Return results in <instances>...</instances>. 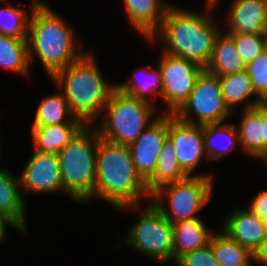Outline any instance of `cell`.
I'll return each instance as SVG.
<instances>
[{
    "label": "cell",
    "mask_w": 267,
    "mask_h": 266,
    "mask_svg": "<svg viewBox=\"0 0 267 266\" xmlns=\"http://www.w3.org/2000/svg\"><path fill=\"white\" fill-rule=\"evenodd\" d=\"M214 181V177L188 176L160 187L150 201L171 223L201 218L197 213L210 203Z\"/></svg>",
    "instance_id": "8"
},
{
    "label": "cell",
    "mask_w": 267,
    "mask_h": 266,
    "mask_svg": "<svg viewBox=\"0 0 267 266\" xmlns=\"http://www.w3.org/2000/svg\"><path fill=\"white\" fill-rule=\"evenodd\" d=\"M0 134H1V132H0ZM1 136V135H0ZM2 145H1V138H0V157H1V153H2V151H1V149H2V147H1Z\"/></svg>",
    "instance_id": "40"
},
{
    "label": "cell",
    "mask_w": 267,
    "mask_h": 266,
    "mask_svg": "<svg viewBox=\"0 0 267 266\" xmlns=\"http://www.w3.org/2000/svg\"><path fill=\"white\" fill-rule=\"evenodd\" d=\"M261 221H262V224H263L265 231H266V234H267V215H266V217L262 218Z\"/></svg>",
    "instance_id": "39"
},
{
    "label": "cell",
    "mask_w": 267,
    "mask_h": 266,
    "mask_svg": "<svg viewBox=\"0 0 267 266\" xmlns=\"http://www.w3.org/2000/svg\"><path fill=\"white\" fill-rule=\"evenodd\" d=\"M140 68L142 69L140 70ZM139 71L141 74L137 75L140 79L133 76L128 82L115 83V88L122 93L144 100L156 107L154 105L155 101H153L156 98L154 96L159 95V98L161 97L162 99L160 68L156 63L155 66L149 64L148 66L139 67Z\"/></svg>",
    "instance_id": "24"
},
{
    "label": "cell",
    "mask_w": 267,
    "mask_h": 266,
    "mask_svg": "<svg viewBox=\"0 0 267 266\" xmlns=\"http://www.w3.org/2000/svg\"><path fill=\"white\" fill-rule=\"evenodd\" d=\"M98 139L95 126H84L57 154L64 195L75 204L83 206L92 200Z\"/></svg>",
    "instance_id": "5"
},
{
    "label": "cell",
    "mask_w": 267,
    "mask_h": 266,
    "mask_svg": "<svg viewBox=\"0 0 267 266\" xmlns=\"http://www.w3.org/2000/svg\"><path fill=\"white\" fill-rule=\"evenodd\" d=\"M165 0H123L129 25L143 38L149 39L160 27L168 8Z\"/></svg>",
    "instance_id": "17"
},
{
    "label": "cell",
    "mask_w": 267,
    "mask_h": 266,
    "mask_svg": "<svg viewBox=\"0 0 267 266\" xmlns=\"http://www.w3.org/2000/svg\"><path fill=\"white\" fill-rule=\"evenodd\" d=\"M162 81V103L166 109L160 113L174 114L188 99L197 78L205 68L195 61L162 52L156 60Z\"/></svg>",
    "instance_id": "10"
},
{
    "label": "cell",
    "mask_w": 267,
    "mask_h": 266,
    "mask_svg": "<svg viewBox=\"0 0 267 266\" xmlns=\"http://www.w3.org/2000/svg\"><path fill=\"white\" fill-rule=\"evenodd\" d=\"M32 156L26 160L19 175L20 189L25 200L28 194L63 193V182L60 174L58 155L55 153L33 150Z\"/></svg>",
    "instance_id": "12"
},
{
    "label": "cell",
    "mask_w": 267,
    "mask_h": 266,
    "mask_svg": "<svg viewBox=\"0 0 267 266\" xmlns=\"http://www.w3.org/2000/svg\"><path fill=\"white\" fill-rule=\"evenodd\" d=\"M233 38L222 29L216 36L212 56L205 70L215 76H227L246 70Z\"/></svg>",
    "instance_id": "21"
},
{
    "label": "cell",
    "mask_w": 267,
    "mask_h": 266,
    "mask_svg": "<svg viewBox=\"0 0 267 266\" xmlns=\"http://www.w3.org/2000/svg\"><path fill=\"white\" fill-rule=\"evenodd\" d=\"M174 115L189 124L206 125L226 122L234 114L224 102L218 76L204 70Z\"/></svg>",
    "instance_id": "9"
},
{
    "label": "cell",
    "mask_w": 267,
    "mask_h": 266,
    "mask_svg": "<svg viewBox=\"0 0 267 266\" xmlns=\"http://www.w3.org/2000/svg\"><path fill=\"white\" fill-rule=\"evenodd\" d=\"M252 264L267 266V236L252 252Z\"/></svg>",
    "instance_id": "34"
},
{
    "label": "cell",
    "mask_w": 267,
    "mask_h": 266,
    "mask_svg": "<svg viewBox=\"0 0 267 266\" xmlns=\"http://www.w3.org/2000/svg\"><path fill=\"white\" fill-rule=\"evenodd\" d=\"M204 4L200 12L172 3L159 29L146 41H158L162 52L195 61L205 68L210 62L216 36L223 28L209 15L215 11L216 3L205 0Z\"/></svg>",
    "instance_id": "1"
},
{
    "label": "cell",
    "mask_w": 267,
    "mask_h": 266,
    "mask_svg": "<svg viewBox=\"0 0 267 266\" xmlns=\"http://www.w3.org/2000/svg\"><path fill=\"white\" fill-rule=\"evenodd\" d=\"M0 68L29 78L31 66L28 40L0 34Z\"/></svg>",
    "instance_id": "26"
},
{
    "label": "cell",
    "mask_w": 267,
    "mask_h": 266,
    "mask_svg": "<svg viewBox=\"0 0 267 266\" xmlns=\"http://www.w3.org/2000/svg\"><path fill=\"white\" fill-rule=\"evenodd\" d=\"M168 136V114L160 113L129 146L138 175L146 183L154 174L162 145Z\"/></svg>",
    "instance_id": "13"
},
{
    "label": "cell",
    "mask_w": 267,
    "mask_h": 266,
    "mask_svg": "<svg viewBox=\"0 0 267 266\" xmlns=\"http://www.w3.org/2000/svg\"><path fill=\"white\" fill-rule=\"evenodd\" d=\"M251 202L249 203V210H251L259 219L266 217L267 215V189L261 190L255 193Z\"/></svg>",
    "instance_id": "33"
},
{
    "label": "cell",
    "mask_w": 267,
    "mask_h": 266,
    "mask_svg": "<svg viewBox=\"0 0 267 266\" xmlns=\"http://www.w3.org/2000/svg\"><path fill=\"white\" fill-rule=\"evenodd\" d=\"M41 0H31L30 10L14 5L0 7V34L15 37L18 39H27L29 21L33 9Z\"/></svg>",
    "instance_id": "29"
},
{
    "label": "cell",
    "mask_w": 267,
    "mask_h": 266,
    "mask_svg": "<svg viewBox=\"0 0 267 266\" xmlns=\"http://www.w3.org/2000/svg\"><path fill=\"white\" fill-rule=\"evenodd\" d=\"M228 34L233 38L236 50L246 65L267 48L262 34Z\"/></svg>",
    "instance_id": "30"
},
{
    "label": "cell",
    "mask_w": 267,
    "mask_h": 266,
    "mask_svg": "<svg viewBox=\"0 0 267 266\" xmlns=\"http://www.w3.org/2000/svg\"><path fill=\"white\" fill-rule=\"evenodd\" d=\"M168 136L173 141L177 161L188 176L214 177L207 172L196 173L201 163H209L204 150L203 125L189 124L168 114Z\"/></svg>",
    "instance_id": "11"
},
{
    "label": "cell",
    "mask_w": 267,
    "mask_h": 266,
    "mask_svg": "<svg viewBox=\"0 0 267 266\" xmlns=\"http://www.w3.org/2000/svg\"><path fill=\"white\" fill-rule=\"evenodd\" d=\"M213 232L209 244L220 266H254L252 252L232 239L222 229Z\"/></svg>",
    "instance_id": "27"
},
{
    "label": "cell",
    "mask_w": 267,
    "mask_h": 266,
    "mask_svg": "<svg viewBox=\"0 0 267 266\" xmlns=\"http://www.w3.org/2000/svg\"><path fill=\"white\" fill-rule=\"evenodd\" d=\"M34 116L31 127L82 123L73 116L67 100L60 91L44 97L37 106Z\"/></svg>",
    "instance_id": "28"
},
{
    "label": "cell",
    "mask_w": 267,
    "mask_h": 266,
    "mask_svg": "<svg viewBox=\"0 0 267 266\" xmlns=\"http://www.w3.org/2000/svg\"><path fill=\"white\" fill-rule=\"evenodd\" d=\"M202 218L182 220L173 225V264L184 253L200 249L209 244L215 231L210 230Z\"/></svg>",
    "instance_id": "19"
},
{
    "label": "cell",
    "mask_w": 267,
    "mask_h": 266,
    "mask_svg": "<svg viewBox=\"0 0 267 266\" xmlns=\"http://www.w3.org/2000/svg\"><path fill=\"white\" fill-rule=\"evenodd\" d=\"M57 13L41 1L32 11L27 37L30 66L36 56L50 78L88 50L73 26Z\"/></svg>",
    "instance_id": "2"
},
{
    "label": "cell",
    "mask_w": 267,
    "mask_h": 266,
    "mask_svg": "<svg viewBox=\"0 0 267 266\" xmlns=\"http://www.w3.org/2000/svg\"><path fill=\"white\" fill-rule=\"evenodd\" d=\"M204 150L209 162L218 161L240 147L238 129L230 121L203 125Z\"/></svg>",
    "instance_id": "20"
},
{
    "label": "cell",
    "mask_w": 267,
    "mask_h": 266,
    "mask_svg": "<svg viewBox=\"0 0 267 266\" xmlns=\"http://www.w3.org/2000/svg\"><path fill=\"white\" fill-rule=\"evenodd\" d=\"M241 113L239 124H236L241 150L248 157L258 160L263 155L261 104L250 109L241 110Z\"/></svg>",
    "instance_id": "23"
},
{
    "label": "cell",
    "mask_w": 267,
    "mask_h": 266,
    "mask_svg": "<svg viewBox=\"0 0 267 266\" xmlns=\"http://www.w3.org/2000/svg\"><path fill=\"white\" fill-rule=\"evenodd\" d=\"M27 202L24 200L19 175H14L11 170L0 169V214L5 217L17 230L27 236L29 227L26 221Z\"/></svg>",
    "instance_id": "14"
},
{
    "label": "cell",
    "mask_w": 267,
    "mask_h": 266,
    "mask_svg": "<svg viewBox=\"0 0 267 266\" xmlns=\"http://www.w3.org/2000/svg\"><path fill=\"white\" fill-rule=\"evenodd\" d=\"M255 94L267 103V48L246 66Z\"/></svg>",
    "instance_id": "31"
},
{
    "label": "cell",
    "mask_w": 267,
    "mask_h": 266,
    "mask_svg": "<svg viewBox=\"0 0 267 266\" xmlns=\"http://www.w3.org/2000/svg\"><path fill=\"white\" fill-rule=\"evenodd\" d=\"M228 9L224 26L226 33L262 34L267 0H232Z\"/></svg>",
    "instance_id": "15"
},
{
    "label": "cell",
    "mask_w": 267,
    "mask_h": 266,
    "mask_svg": "<svg viewBox=\"0 0 267 266\" xmlns=\"http://www.w3.org/2000/svg\"><path fill=\"white\" fill-rule=\"evenodd\" d=\"M222 229L240 245L253 252L267 236L265 228L251 210L237 207L222 222Z\"/></svg>",
    "instance_id": "16"
},
{
    "label": "cell",
    "mask_w": 267,
    "mask_h": 266,
    "mask_svg": "<svg viewBox=\"0 0 267 266\" xmlns=\"http://www.w3.org/2000/svg\"><path fill=\"white\" fill-rule=\"evenodd\" d=\"M261 161L263 166L267 168V151L258 159Z\"/></svg>",
    "instance_id": "38"
},
{
    "label": "cell",
    "mask_w": 267,
    "mask_h": 266,
    "mask_svg": "<svg viewBox=\"0 0 267 266\" xmlns=\"http://www.w3.org/2000/svg\"><path fill=\"white\" fill-rule=\"evenodd\" d=\"M8 226L14 228L13 225L0 214V245L3 244V241H6L8 233Z\"/></svg>",
    "instance_id": "36"
},
{
    "label": "cell",
    "mask_w": 267,
    "mask_h": 266,
    "mask_svg": "<svg viewBox=\"0 0 267 266\" xmlns=\"http://www.w3.org/2000/svg\"><path fill=\"white\" fill-rule=\"evenodd\" d=\"M158 108L114 88L95 124L99 136L109 142L130 146L159 115ZM154 117V118H153Z\"/></svg>",
    "instance_id": "6"
},
{
    "label": "cell",
    "mask_w": 267,
    "mask_h": 266,
    "mask_svg": "<svg viewBox=\"0 0 267 266\" xmlns=\"http://www.w3.org/2000/svg\"><path fill=\"white\" fill-rule=\"evenodd\" d=\"M84 126L83 123H64L31 127L33 150L58 154Z\"/></svg>",
    "instance_id": "22"
},
{
    "label": "cell",
    "mask_w": 267,
    "mask_h": 266,
    "mask_svg": "<svg viewBox=\"0 0 267 266\" xmlns=\"http://www.w3.org/2000/svg\"><path fill=\"white\" fill-rule=\"evenodd\" d=\"M261 120L263 126V154L267 151V103L261 104Z\"/></svg>",
    "instance_id": "35"
},
{
    "label": "cell",
    "mask_w": 267,
    "mask_h": 266,
    "mask_svg": "<svg viewBox=\"0 0 267 266\" xmlns=\"http://www.w3.org/2000/svg\"><path fill=\"white\" fill-rule=\"evenodd\" d=\"M141 204L128 205L117 209V211H130L139 213L137 222L129 227L125 237L120 238L114 247L129 246L135 252H140L156 263H173V225L167 220L151 201L145 206ZM135 211V212H134ZM142 213V214H141ZM124 237V238H123ZM126 238V239H125ZM120 241H124L123 244Z\"/></svg>",
    "instance_id": "7"
},
{
    "label": "cell",
    "mask_w": 267,
    "mask_h": 266,
    "mask_svg": "<svg viewBox=\"0 0 267 266\" xmlns=\"http://www.w3.org/2000/svg\"><path fill=\"white\" fill-rule=\"evenodd\" d=\"M218 79L224 102L233 114L237 113L239 110L236 109L241 106L240 110H244L264 103L255 94L251 79L246 70L227 76H220Z\"/></svg>",
    "instance_id": "18"
},
{
    "label": "cell",
    "mask_w": 267,
    "mask_h": 266,
    "mask_svg": "<svg viewBox=\"0 0 267 266\" xmlns=\"http://www.w3.org/2000/svg\"><path fill=\"white\" fill-rule=\"evenodd\" d=\"M151 195L138 175L129 146L109 142L99 136L96 155V180L93 197L114 209L139 205Z\"/></svg>",
    "instance_id": "4"
},
{
    "label": "cell",
    "mask_w": 267,
    "mask_h": 266,
    "mask_svg": "<svg viewBox=\"0 0 267 266\" xmlns=\"http://www.w3.org/2000/svg\"><path fill=\"white\" fill-rule=\"evenodd\" d=\"M262 35H263V39H264L266 46H267V17H266V20L264 22V28H263Z\"/></svg>",
    "instance_id": "37"
},
{
    "label": "cell",
    "mask_w": 267,
    "mask_h": 266,
    "mask_svg": "<svg viewBox=\"0 0 267 266\" xmlns=\"http://www.w3.org/2000/svg\"><path fill=\"white\" fill-rule=\"evenodd\" d=\"M174 266H220L214 257L210 244L181 255Z\"/></svg>",
    "instance_id": "32"
},
{
    "label": "cell",
    "mask_w": 267,
    "mask_h": 266,
    "mask_svg": "<svg viewBox=\"0 0 267 266\" xmlns=\"http://www.w3.org/2000/svg\"><path fill=\"white\" fill-rule=\"evenodd\" d=\"M94 49L87 50L78 60L58 71L50 79L62 89L73 116L85 126L99 123L115 84L103 78Z\"/></svg>",
    "instance_id": "3"
},
{
    "label": "cell",
    "mask_w": 267,
    "mask_h": 266,
    "mask_svg": "<svg viewBox=\"0 0 267 266\" xmlns=\"http://www.w3.org/2000/svg\"><path fill=\"white\" fill-rule=\"evenodd\" d=\"M173 141L169 136L166 137L153 176L146 182L147 190L151 195L160 187L184 180L188 175L181 169Z\"/></svg>",
    "instance_id": "25"
}]
</instances>
